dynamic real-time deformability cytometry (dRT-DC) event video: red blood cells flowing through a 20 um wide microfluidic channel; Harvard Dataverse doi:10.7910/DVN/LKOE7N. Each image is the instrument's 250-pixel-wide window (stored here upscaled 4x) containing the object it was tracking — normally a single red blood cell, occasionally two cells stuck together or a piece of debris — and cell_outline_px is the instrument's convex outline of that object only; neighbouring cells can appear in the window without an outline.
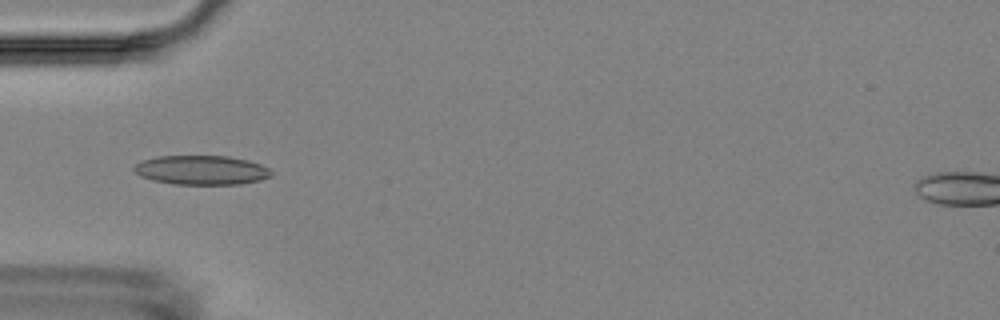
{"species": "Egyptian fruit bat (a non-hibernating species)", "species_latin": "Rousettus aegyptiacus", "temperature_condition": "room temperature", "stored_images_in_passage": 1, "camera_frame_rate_fps": 3000, "um_per_image_px": 0.085, "animal": {"sex": "female"}, "frame": {"image": 1, "passage_image": 1, "time_ms": 0.0, "image_size_px": [1000, 320], "cell_outline_px": [[272, 176], [260, 180], [240, 184], [176, 184], [152, 180], [140, 176], [132, 168], [136, 164], [144, 160], [156, 156], [228, 156], [248, 160], [260, 164], [268, 168], [272, 172]], "centroid_in_image_um": [17.13, 14.45], "position_along_channel_um": 67.9, "area_um2": 23.35}}